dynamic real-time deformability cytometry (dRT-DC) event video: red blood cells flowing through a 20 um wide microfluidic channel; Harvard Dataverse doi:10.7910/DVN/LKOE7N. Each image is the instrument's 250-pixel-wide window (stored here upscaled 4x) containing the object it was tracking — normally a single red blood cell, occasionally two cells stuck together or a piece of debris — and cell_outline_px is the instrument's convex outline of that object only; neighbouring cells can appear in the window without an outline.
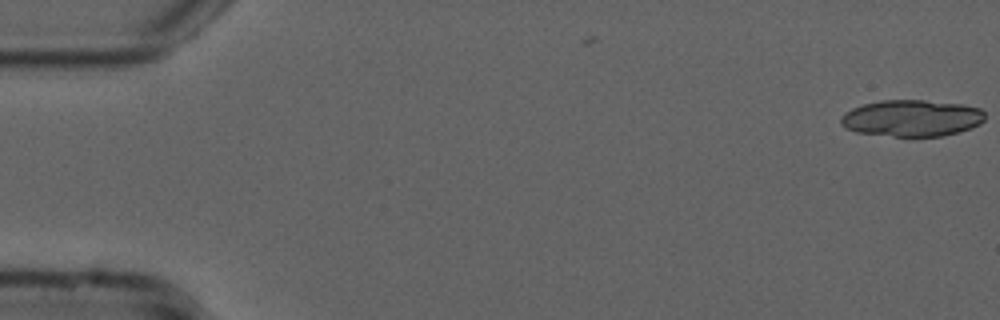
{"species": "common noctule bat (a hibernating species)", "species_latin": "Nyctalus noctula", "temperature_condition": "cold", "stored_images_in_passage": 18, "camera_frame_rate_fps": 3000, "um_per_image_px": 0.085, "animal": {"sex": "male", "forearm_length_mm": 52.5}, "frame": {"image": 1, "passage_image": 1, "time_ms": 0.0, "image_size_px": [1000, 320], "cell_outline_px": [[984, 120], [980, 124], [972, 128], [960, 132], [944, 136], [912, 140], [856, 132], [840, 124], [840, 116], [844, 112], [852, 108], [864, 104], [880, 100], [924, 100], [964, 104], [980, 108], [984, 112]], "centroid_in_image_um": [77.51, 10.09], "position_along_channel_um": 7.5, "area_um2": 31.96}}